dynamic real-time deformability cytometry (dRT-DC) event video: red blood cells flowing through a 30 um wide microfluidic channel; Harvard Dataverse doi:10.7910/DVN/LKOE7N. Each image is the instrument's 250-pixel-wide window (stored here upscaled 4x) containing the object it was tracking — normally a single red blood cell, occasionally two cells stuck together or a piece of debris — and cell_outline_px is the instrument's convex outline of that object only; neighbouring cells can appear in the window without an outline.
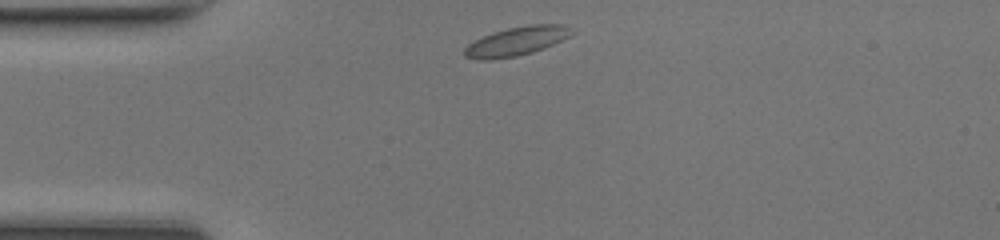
{"species": "common noctule bat (a hibernating species)", "species_latin": "Nyctalus noctula", "temperature_condition": "room temperature", "stored_images_in_passage": 33, "camera_frame_rate_fps": 3000, "um_per_image_px": 0.085, "animal": {"sex": "female", "body_mass_g": 17.0, "forearm_length_mm": 48.0}, "frame": {"image": 1, "passage_image": 1, "time_ms": 0.0, "image_size_px": [1000, 240], "cell_outline_px": [[576, 32], [544, 48], [532, 52], [516, 56], [492, 60], [476, 60], [464, 56], [464, 48], [468, 44], [492, 32], [508, 28], [528, 24], [564, 24], [572, 28]], "centroid_in_image_um": [43.9, 3.5], "position_along_channel_um": 41.1, "area_um2": 18.09}}
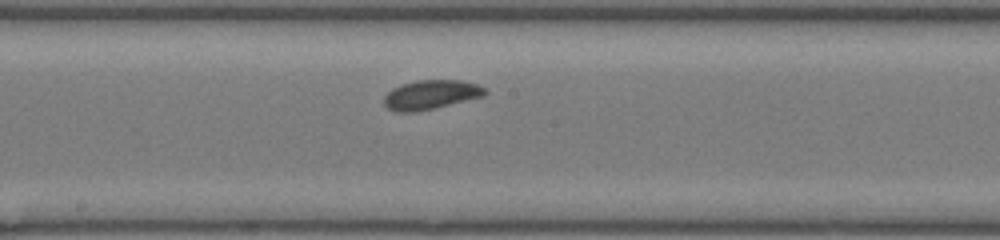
{"frame": {"image": 2, "passage_image": 15, "time_ms": 4.667, "image_size_px": [1000, 240], "cell_outline_px": [[488, 92], [484, 96], [432, 108], [412, 112], [396, 112], [388, 108], [384, 104], [384, 96], [392, 88], [400, 84], [416, 80], [460, 80], [476, 84], [484, 88]], "centroid_in_image_um": [36.59, 8.03], "position_along_channel_um": 211.6, "area_um2": 17.05}}
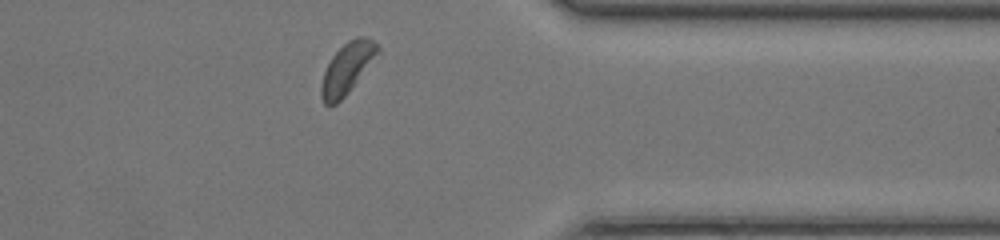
{"frame": {"image": 3, "passage_image": 28, "time_ms": 9.0, "image_size_px": [1000, 240], "cell_outline_px": [[380, 52], [348, 92], [336, 104], [328, 108], [324, 104], [320, 96], [320, 88], [324, 72], [332, 56], [348, 40], [356, 36], [368, 36], [380, 48]], "centroid_in_image_um": [29.49, 5.81], "position_along_channel_um": 381.9, "area_um2": 16.7}, "authors_computed_cell_mechanics": {"area_um2": 16.7042, "velocity_mm_per_s": 4.2139, "shape_relaxation_time_tau1_ms": null, "shape_relaxation_time_tau2_ms": 2.3316, "deformation_change_tau1": null, "deformation_change_tau2": 0.0344}}